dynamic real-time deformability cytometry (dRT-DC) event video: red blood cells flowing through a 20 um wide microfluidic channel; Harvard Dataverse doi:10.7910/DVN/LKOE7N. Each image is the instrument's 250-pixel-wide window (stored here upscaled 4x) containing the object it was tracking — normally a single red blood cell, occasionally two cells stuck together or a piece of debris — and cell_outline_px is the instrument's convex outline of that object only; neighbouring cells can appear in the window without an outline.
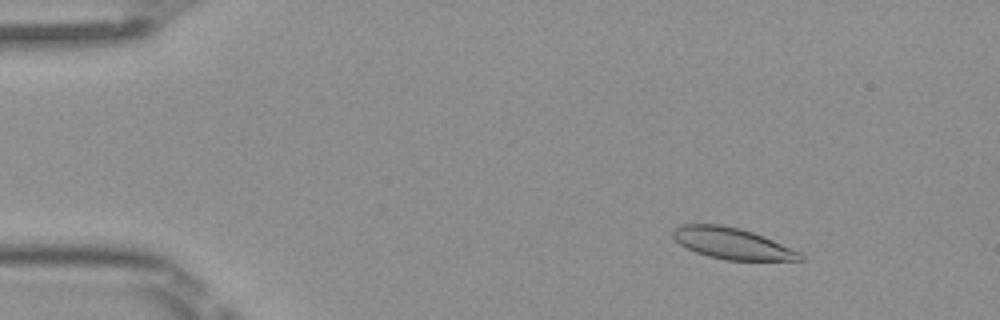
{"species": "Egyptian fruit bat (a non-hibernating species)", "species_latin": "Rousettus aegyptiacus", "temperature_condition": "room temperature", "stored_images_in_passage": 50, "camera_frame_rate_fps": 3000, "um_per_image_px": 0.085, "frame": {"image": 1, "passage_image": 7, "time_ms": 2.0, "image_size_px": [1000, 320], "cell_outline_px": [[804, 260], [724, 260], [708, 256], [696, 252], [680, 244], [672, 236], [672, 228], [680, 224], [720, 224], [740, 228], [764, 236], [800, 252], [804, 256]], "centroid_in_image_um": [62.21, 20.68], "position_along_channel_um": 22.8, "area_um2": 23.18}}
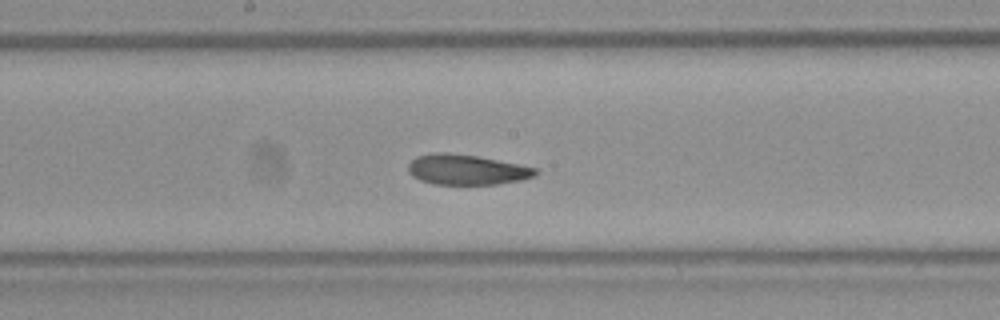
{"frame": {"image": 2, "passage_image": 27, "time_ms": 8.667, "image_size_px": [1000, 320], "cell_outline_px": [[540, 172], [536, 176], [520, 180], [496, 184], [436, 184], [420, 180], [412, 176], [408, 172], [408, 164], [416, 156], [432, 152], [444, 152], [476, 156], [536, 168]], "centroid_in_image_um": [39.63, 14.42], "position_along_channel_um": 208.6, "area_um2": 22.31}}
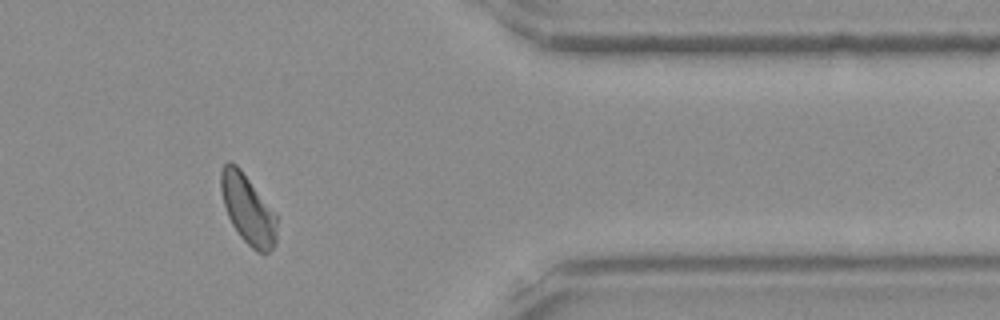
{"frame": {"image": 3, "passage_image": 42, "time_ms": 13.667, "image_size_px": [1000, 320], "cell_outline_px": [[280, 216], [276, 240], [272, 248], [268, 252], [256, 252], [240, 236], [232, 224], [228, 216], [224, 204], [220, 188], [220, 172], [224, 164], [228, 160], [236, 164], [240, 168]], "centroid_in_image_um": [21.11, 17.77], "position_along_channel_um": 390.3, "area_um2": 23.12}, "authors_computed_cell_mechanics": {"area_um2": 23.1489, "velocity_mm_per_s": 4.0429, "shape_relaxation_time_tau1_ms": 2.7045, "shape_relaxation_time_tau2_ms": 1.8942, "deformation_change_tau1": 0.0915, "deformation_change_tau2": 0.0715}}